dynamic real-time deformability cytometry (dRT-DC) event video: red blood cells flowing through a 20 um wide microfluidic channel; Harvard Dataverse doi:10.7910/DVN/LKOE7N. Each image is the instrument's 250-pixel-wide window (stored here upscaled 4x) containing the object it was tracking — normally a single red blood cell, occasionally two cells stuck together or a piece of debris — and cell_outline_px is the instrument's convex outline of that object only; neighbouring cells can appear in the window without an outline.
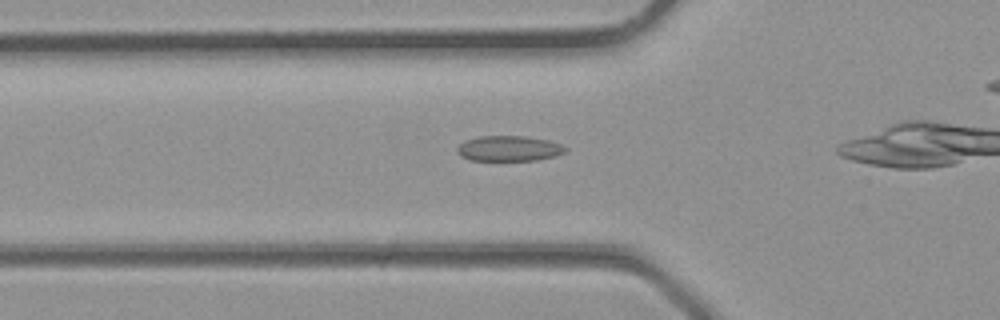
{"species": "common noctule bat (a hibernating species)", "species_latin": "Nyctalus noctula", "temperature_condition": "room temperature", "stored_images_in_passage": 25, "camera_frame_rate_fps": 3000, "um_per_image_px": 0.085, "animal": {"sex": "male", "body_mass_g": 23.1, "forearm_length_mm": 52.7}, "frame": {"image": 1, "passage_image": 9, "time_ms": 2.667, "image_size_px": [1000, 320], "cell_outline_px": [[568, 148], [564, 152], [556, 156], [536, 160], [468, 160], [460, 156], [456, 152], [456, 148], [464, 140], [480, 136], [528, 136], [548, 140], [560, 144]], "centroid_in_image_um": [43.23, 12.62], "position_along_channel_um": 82.6, "area_um2": 16.13}}
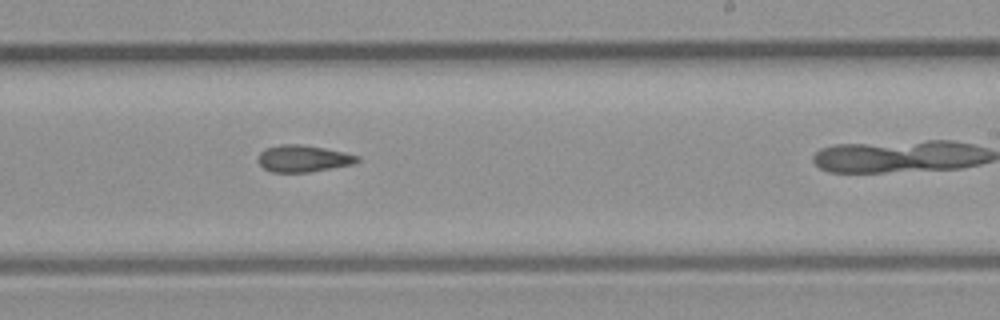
{"frame": {"image": 2, "passage_image": 18, "time_ms": 5.667, "image_size_px": [1000, 320], "cell_outline_px": [[360, 160], [352, 164], [308, 172], [272, 172], [264, 168], [256, 160], [260, 152], [264, 148], [280, 144], [300, 144], [324, 148], [344, 152], [360, 156]], "centroid_in_image_um": [25.73, 13.46], "position_along_channel_um": 263.3, "area_um2": 15.49}}
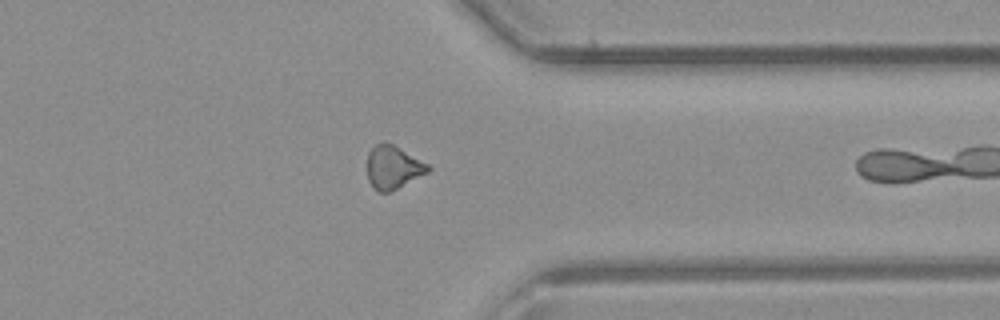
{"frame": {"image": 3, "passage_image": 24, "time_ms": 7.667, "image_size_px": [1000, 320], "cell_outline_px": [[432, 168], [428, 172], [388, 192], [380, 192], [368, 180], [368, 152], [376, 144], [384, 140], [400, 148], [428, 164]], "centroid_in_image_um": [33.41, 14.18], "position_along_channel_um": 378.0, "area_um2": 14.97}}